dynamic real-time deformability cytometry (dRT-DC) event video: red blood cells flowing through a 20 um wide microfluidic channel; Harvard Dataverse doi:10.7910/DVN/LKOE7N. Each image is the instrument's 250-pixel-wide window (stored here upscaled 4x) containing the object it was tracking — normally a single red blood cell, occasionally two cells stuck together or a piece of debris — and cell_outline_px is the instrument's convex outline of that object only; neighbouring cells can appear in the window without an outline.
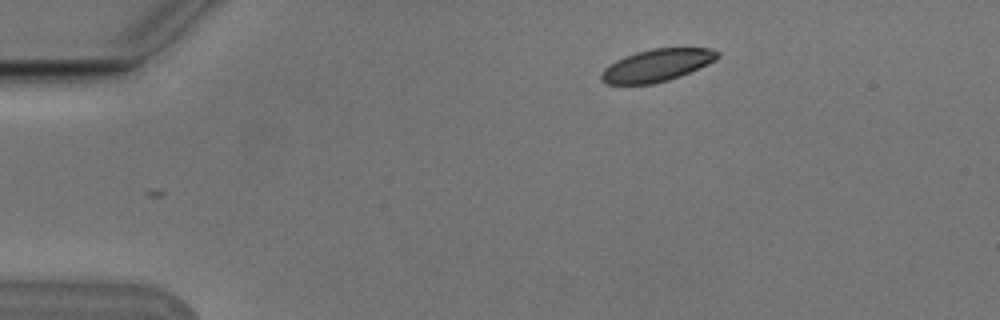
{"species": "Egyptian fruit bat (a non-hibernating species)", "species_latin": "Rousettus aegyptiacus", "temperature_condition": "cold", "stored_images_in_passage": 4, "camera_frame_rate_fps": 3000, "um_per_image_px": 0.085, "animal": {"sex": "male"}, "frame": {"image": 1, "passage_image": 1, "time_ms": 0.0, "image_size_px": [1000, 320], "cell_outline_px": [[720, 56], [716, 60], [708, 64], [680, 76], [668, 80], [652, 84], [608, 84], [600, 76], [600, 72], [608, 64], [624, 56], [636, 52], [652, 48], [712, 48], [720, 52]], "centroid_in_image_um": [55.85, 5.54], "position_along_channel_um": 29.2, "area_um2": 21.96}}